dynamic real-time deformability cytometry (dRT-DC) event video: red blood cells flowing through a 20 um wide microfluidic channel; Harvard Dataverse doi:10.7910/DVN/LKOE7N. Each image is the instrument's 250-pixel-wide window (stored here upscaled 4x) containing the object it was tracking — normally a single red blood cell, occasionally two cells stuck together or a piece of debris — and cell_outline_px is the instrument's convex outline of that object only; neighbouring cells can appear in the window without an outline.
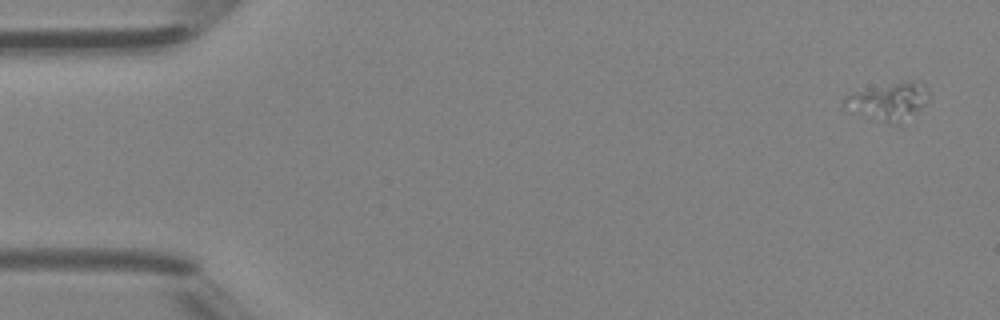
{"species": "Egyptian fruit bat (a non-hibernating species)", "species_latin": "Rousettus aegyptiacus", "temperature_condition": "room temperature", "stored_images_in_passage": 46, "camera_frame_rate_fps": 3000, "um_per_image_px": 0.085, "animal": {"sex": "female"}, "frame": {"image": 1, "passage_image": 1, "time_ms": 0.0, "image_size_px": [1000, 320], "cell_outline_px": [[928, 92], [924, 104], [916, 112], [900, 124], [896, 124], [840, 108], [844, 96], [852, 92], [908, 80], [912, 80], [928, 88]], "centroid_in_image_um": [75.46, 8.6], "position_along_channel_um": 9.5, "area_um2": 18.03}}
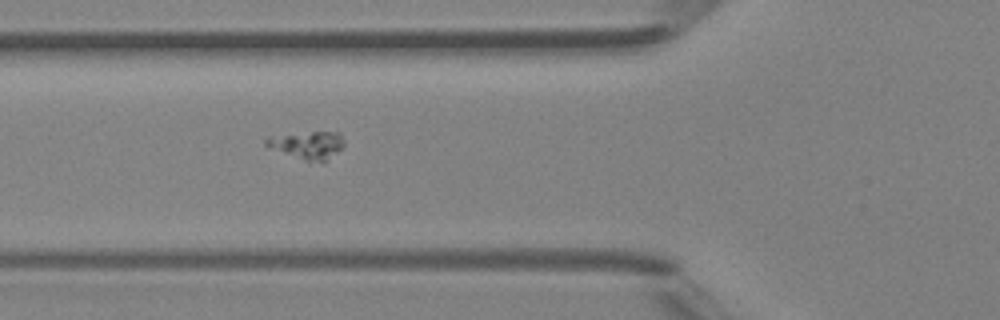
{"frame": {"image": 2, "passage_image": 17, "time_ms": 5.333, "image_size_px": [1000, 320], "cell_outline_px": [[344, 144], [328, 160], [308, 160], [268, 148], [264, 144], [264, 140], [268, 136], [312, 132], [340, 132], [344, 140]], "centroid_in_image_um": [26.11, 12.29], "position_along_channel_um": 99.7, "area_um2": 12.2}}
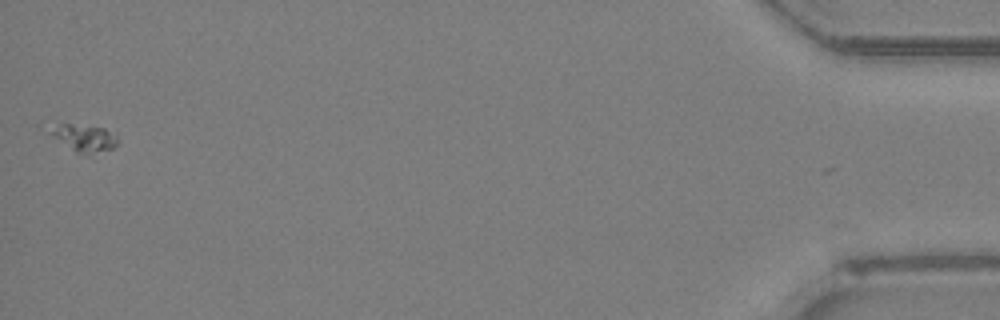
{"frame": {"image": 3, "passage_image": 46, "time_ms": 15.0, "image_size_px": [1000, 320], "cell_outline_px": [[120, 140], [112, 148], [88, 152], [76, 152], [36, 128], [36, 124], [72, 124], [104, 128], [116, 132]], "centroid_in_image_um": [6.89, 11.61], "position_along_channel_um": 428.3, "area_um2": 11.39}}